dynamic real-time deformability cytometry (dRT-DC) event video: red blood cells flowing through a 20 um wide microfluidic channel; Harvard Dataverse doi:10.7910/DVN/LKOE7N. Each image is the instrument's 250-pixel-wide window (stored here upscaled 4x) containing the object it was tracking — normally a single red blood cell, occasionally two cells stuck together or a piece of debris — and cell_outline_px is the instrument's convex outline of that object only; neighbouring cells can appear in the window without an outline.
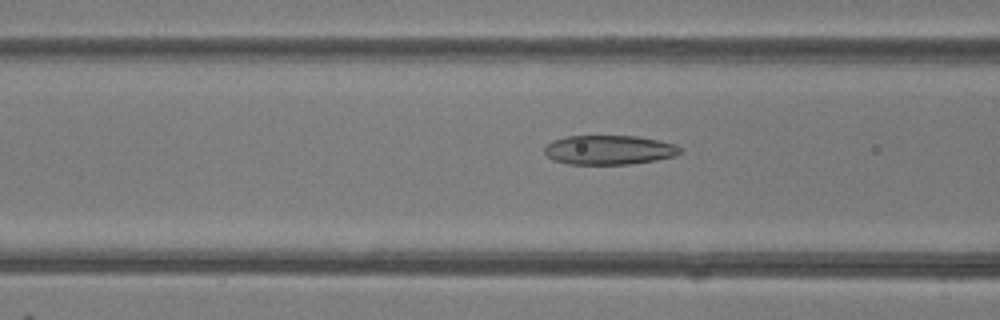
{"species": "common noctule bat (a hibernating species)", "species_latin": "Nyctalus noctula", "temperature_condition": "room temperature", "stored_images_in_passage": 48, "camera_frame_rate_fps": 3000, "um_per_image_px": 0.085, "animal": {"sex": "female"}, "frame": {"image": 1, "passage_image": 19, "time_ms": 6.0, "image_size_px": [1000, 320], "cell_outline_px": [[680, 152], [676, 156], [656, 160], [628, 164], [568, 164], [552, 160], [544, 152], [544, 148], [552, 140], [564, 136], [636, 136], [676, 144], [680, 148]], "centroid_in_image_um": [51.74, 12.74], "position_along_channel_um": 114.9, "area_um2": 23.18}}
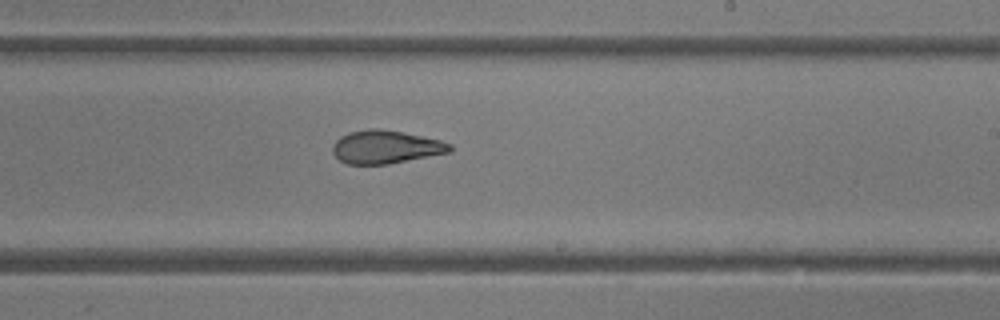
{"frame": {"image": 2, "passage_image": 29, "time_ms": 9.333, "image_size_px": [1000, 320], "cell_outline_px": [[452, 152], [388, 164], [348, 164], [340, 160], [332, 152], [332, 148], [336, 140], [340, 136], [348, 132], [368, 128], [376, 128], [400, 132], [440, 140], [452, 144]], "centroid_in_image_um": [32.78, 12.49], "position_along_channel_um": 256.2, "area_um2": 22.6}}
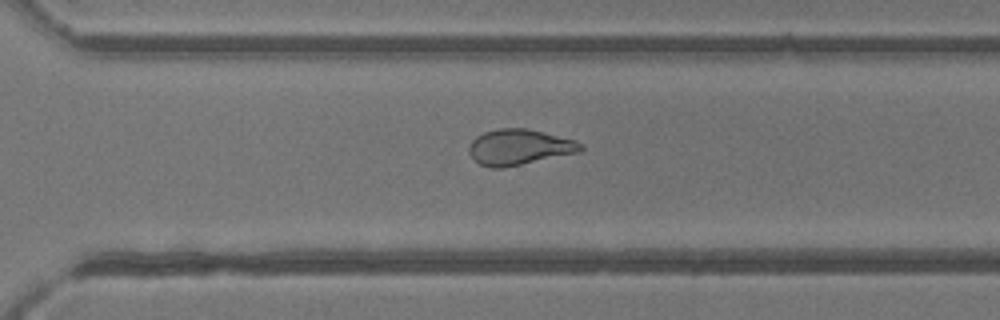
{"frame": {"image": 3, "passage_image": 34, "time_ms": 11.0, "image_size_px": [1000, 320], "cell_outline_px": [[584, 148], [580, 152], [504, 168], [492, 168], [480, 164], [468, 152], [468, 148], [472, 140], [476, 136], [484, 132], [496, 128], [528, 128], [576, 140], [584, 144]], "centroid_in_image_um": [44.16, 12.5], "position_along_channel_um": 326.4, "area_um2": 23.41}, "authors_computed_cell_mechanics": {"area_um2": 24.7384, "velocity_mm_per_s": 4.2291, "shape_relaxation_time_tau1_ms": null, "shape_relaxation_time_tau2_ms": 1.4916, "deformation_change_tau1": null, "deformation_change_tau2": 0.0825}}